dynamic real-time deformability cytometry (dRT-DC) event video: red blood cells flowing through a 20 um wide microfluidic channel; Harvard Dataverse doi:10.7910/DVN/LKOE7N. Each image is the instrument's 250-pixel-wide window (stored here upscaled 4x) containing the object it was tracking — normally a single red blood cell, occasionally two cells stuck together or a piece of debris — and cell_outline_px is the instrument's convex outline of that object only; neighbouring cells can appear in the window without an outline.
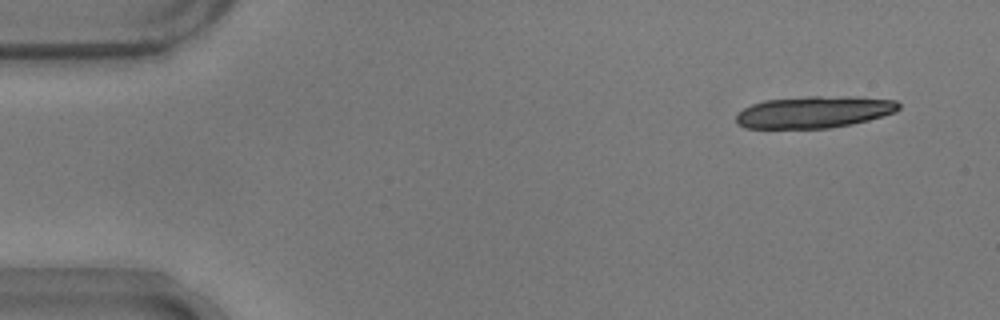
{"species": "common noctule bat (a hibernating species)", "species_latin": "Nyctalus noctula", "temperature_condition": "warm", "stored_images_in_passage": 11, "camera_frame_rate_fps": 3000, "um_per_image_px": 0.085, "animal": {"sex": "male", "body_mass_g": 17.9}, "frame": {"image": 1, "passage_image": 1, "time_ms": 0.0, "image_size_px": [1000, 320], "cell_outline_px": [[900, 108], [896, 112], [868, 120], [852, 124], [832, 128], [744, 128], [736, 124], [736, 112], [752, 104], [764, 100], [808, 96], [856, 96], [896, 100], [900, 104]], "centroid_in_image_um": [69.2, 9.51], "position_along_channel_um": 15.8, "area_um2": 30.58}}